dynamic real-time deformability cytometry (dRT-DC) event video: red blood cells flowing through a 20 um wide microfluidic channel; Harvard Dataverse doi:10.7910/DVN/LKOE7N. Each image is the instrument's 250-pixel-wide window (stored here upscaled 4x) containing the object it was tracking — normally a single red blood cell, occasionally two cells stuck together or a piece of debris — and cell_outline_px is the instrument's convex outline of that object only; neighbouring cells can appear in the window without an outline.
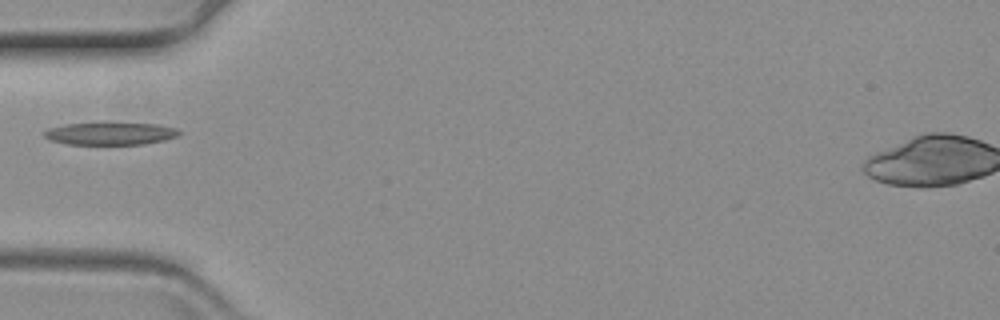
{"species": "common noctule bat (a hibernating species)", "species_latin": "Nyctalus noctula", "temperature_condition": "warm", "stored_images_in_passage": 25, "camera_frame_rate_fps": 3000, "um_per_image_px": 0.085, "animal": {"sex": "female", "body_mass_g": 19.3, "forearm_length_mm": 54.1}, "frame": {"image": 1, "passage_image": 1, "time_ms": 0.0, "image_size_px": [1000, 320], "cell_outline_px": [[180, 132], [176, 136], [164, 140], [144, 144], [68, 144], [52, 140], [44, 136], [44, 132], [48, 128], [64, 124], [104, 120], [156, 124], [176, 128]], "centroid_in_image_um": [9.35, 11.3], "position_along_channel_um": 75.6, "area_um2": 18.44}}
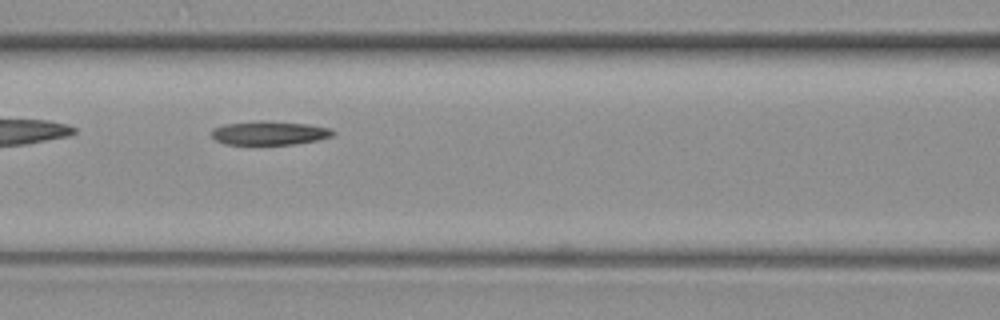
{"frame": {"image": 2, "passage_image": 7, "time_ms": 2.0, "image_size_px": [1000, 320], "cell_outline_px": [[336, 132], [332, 136], [316, 140], [292, 144], [224, 144], [216, 140], [212, 136], [212, 128], [224, 124], [256, 120], [264, 120], [308, 124], [332, 128]], "centroid_in_image_um": [22.89, 11.28], "position_along_channel_um": 143.7, "area_um2": 16.94}}
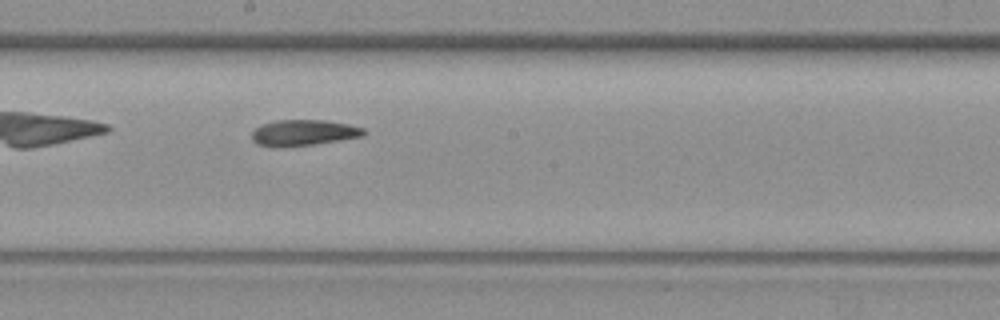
{"frame": {"image": 3, "passage_image": 14, "time_ms": 4.333, "image_size_px": [1000, 320], "cell_outline_px": [[364, 132], [360, 136], [340, 140], [312, 144], [256, 144], [252, 140], [252, 132], [260, 124], [276, 120], [324, 120], [348, 124], [364, 128]], "centroid_in_image_um": [25.81, 11.23], "position_along_channel_um": 222.4, "area_um2": 16.07}}